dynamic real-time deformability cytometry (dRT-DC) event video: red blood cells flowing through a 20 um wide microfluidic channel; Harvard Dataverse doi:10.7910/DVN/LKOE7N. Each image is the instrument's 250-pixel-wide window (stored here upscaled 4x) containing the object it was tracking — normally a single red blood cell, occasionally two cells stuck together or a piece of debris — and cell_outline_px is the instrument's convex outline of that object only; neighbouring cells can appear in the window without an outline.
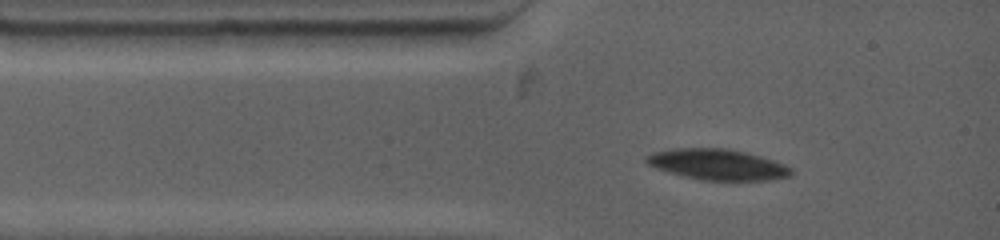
{"species": "common noctule bat (a hibernating species)", "species_latin": "Nyctalus noctula", "temperature_condition": "warm", "stored_images_in_passage": 2, "camera_frame_rate_fps": 4500, "um_per_image_px": 0.085, "animal": {"sex": "female", "body_mass_g": 19.0, "forearm_length_mm": 53.3}, "frame": {"image": 1, "passage_image": 1, "time_ms": 0.0, "image_size_px": [1000, 240], "cell_outline_px": [[792, 176], [768, 180], [700, 180], [684, 176], [656, 168], [648, 164], [644, 160], [644, 156], [652, 152], [672, 148], [728, 148], [748, 152], [784, 164], [792, 168]], "centroid_in_image_um": [60.98, 13.97], "position_along_channel_um": 24.0, "area_um2": 26.13}}
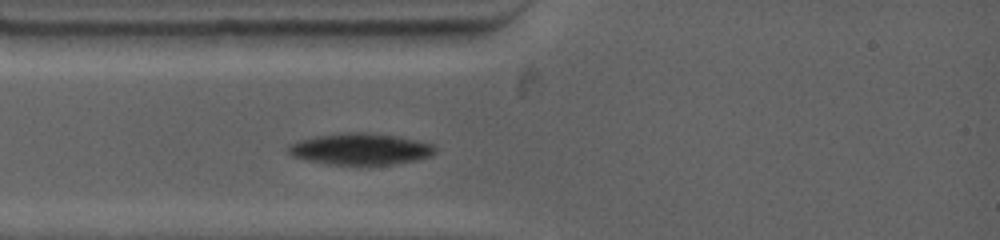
{"frame": {"image": 2, "passage_image": 2, "time_ms": 1.111, "image_size_px": [1000, 240], "cell_outline_px": [[436, 152], [432, 156], [416, 160], [368, 168], [328, 164], [308, 160], [292, 156], [288, 152], [288, 144], [312, 136], [344, 132], [364, 132], [396, 136], [416, 140], [432, 144], [436, 148]], "centroid_in_image_um": [30.63, 12.7], "position_along_channel_um": 54.4, "area_um2": 27.8}}